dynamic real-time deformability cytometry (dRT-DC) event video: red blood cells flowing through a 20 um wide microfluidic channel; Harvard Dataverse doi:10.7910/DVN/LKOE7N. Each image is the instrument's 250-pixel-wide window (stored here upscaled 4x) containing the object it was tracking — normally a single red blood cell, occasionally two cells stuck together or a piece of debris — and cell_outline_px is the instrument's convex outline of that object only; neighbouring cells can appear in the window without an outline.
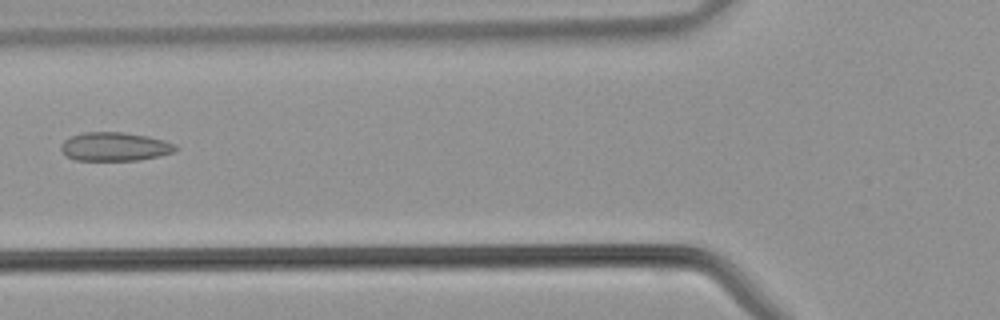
{"species": "common noctule bat (a hibernating species)", "species_latin": "Nyctalus noctula", "temperature_condition": "warm", "stored_images_in_passage": 24, "camera_frame_rate_fps": 3000, "um_per_image_px": 0.085, "animal": {"sex": "male", "body_mass_g": 21.5, "forearm_length_mm": 52.0}, "frame": {"image": 1, "passage_image": 5, "time_ms": 1.333, "image_size_px": [1000, 320], "cell_outline_px": [[180, 148], [172, 152], [160, 156], [136, 160], [76, 160], [64, 156], [60, 148], [60, 144], [64, 140], [72, 136], [84, 132], [124, 132], [148, 136], [164, 140], [176, 144]], "centroid_in_image_um": [9.75, 12.46], "position_along_channel_um": 116.1, "area_um2": 19.31}}
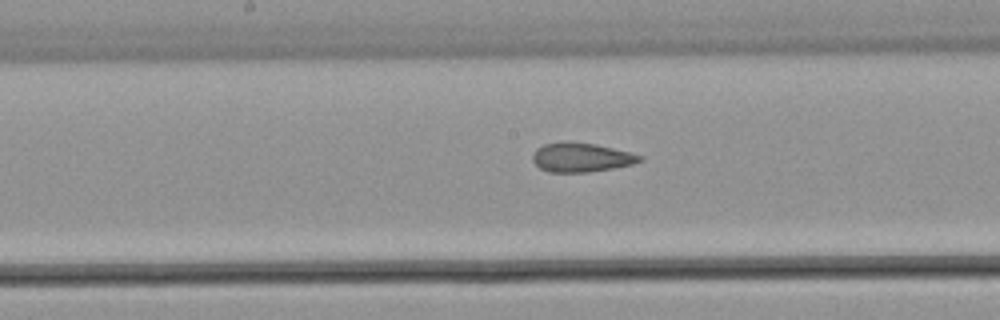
{"frame": {"image": 2, "passage_image": 10, "time_ms": 3.0, "image_size_px": [1000, 320], "cell_outline_px": [[644, 160], [632, 164], [612, 168], [588, 172], [548, 172], [540, 168], [532, 160], [532, 152], [536, 148], [544, 144], [564, 140], [596, 144], [644, 156]], "centroid_in_image_um": [49.36, 13.36], "position_along_channel_um": 198.8, "area_um2": 18.38}}
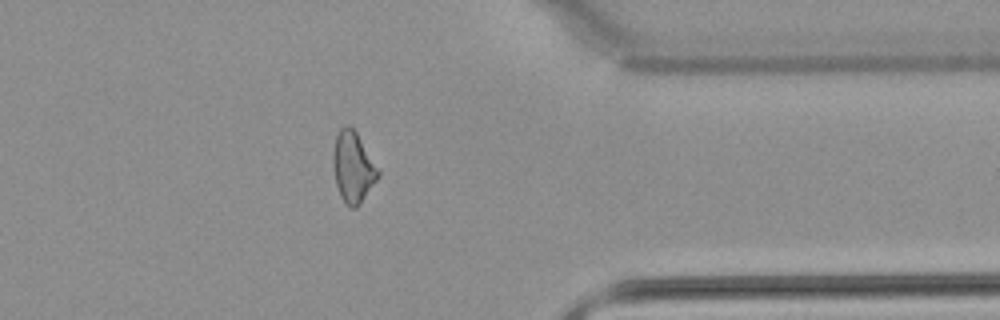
{"frame": {"image": 3, "passage_image": 22, "time_ms": 7.0, "image_size_px": [1000, 320], "cell_outline_px": [[380, 176], [360, 204], [356, 208], [348, 208], [340, 196], [336, 184], [332, 164], [332, 156], [336, 136], [340, 128], [344, 124], [348, 124], [356, 132], [380, 172]], "centroid_in_image_um": [29.99, 14.23], "position_along_channel_um": 381.4, "area_um2": 18.61}}